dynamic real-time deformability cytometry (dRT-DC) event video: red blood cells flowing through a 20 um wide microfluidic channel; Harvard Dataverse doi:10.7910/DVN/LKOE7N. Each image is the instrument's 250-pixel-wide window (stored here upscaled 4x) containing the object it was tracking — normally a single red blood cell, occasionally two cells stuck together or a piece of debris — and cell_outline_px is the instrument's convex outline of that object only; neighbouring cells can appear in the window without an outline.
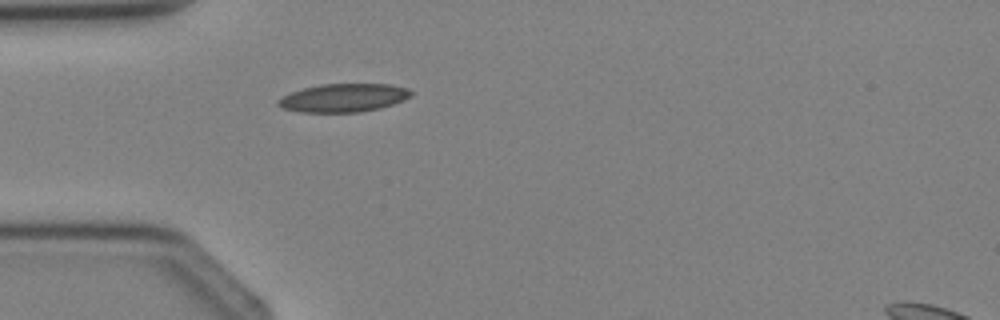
{"species": "Egyptian fruit bat (a non-hibernating species)", "species_latin": "Rousettus aegyptiacus", "temperature_condition": "cold", "stored_images_in_passage": 1, "camera_frame_rate_fps": 3000, "um_per_image_px": 0.085, "animal": {"sex": "female"}, "frame": {"image": 1, "passage_image": 1, "time_ms": 0.0, "image_size_px": [1000, 320], "cell_outline_px": [[412, 96], [404, 100], [380, 108], [360, 112], [300, 112], [280, 108], [276, 104], [276, 100], [292, 92], [304, 88], [320, 84], [392, 84], [408, 88], [412, 92]], "centroid_in_image_um": [29.2, 8.31], "position_along_channel_um": 55.8, "area_um2": 22.02}}